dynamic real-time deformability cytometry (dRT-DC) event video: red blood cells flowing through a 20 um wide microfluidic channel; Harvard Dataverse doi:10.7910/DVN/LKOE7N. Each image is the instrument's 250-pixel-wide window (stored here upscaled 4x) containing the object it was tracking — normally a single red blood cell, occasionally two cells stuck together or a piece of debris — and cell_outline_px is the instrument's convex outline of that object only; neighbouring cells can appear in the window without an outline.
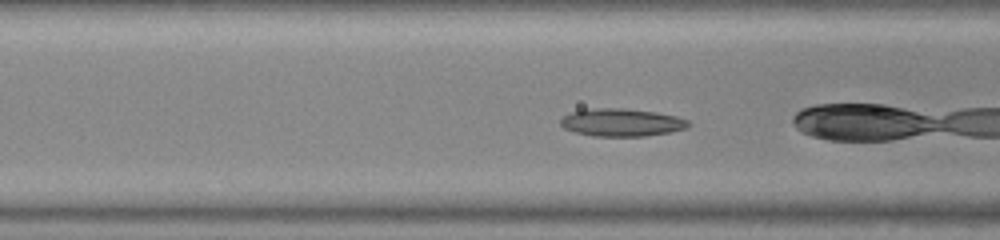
{"species": "common noctule bat (a hibernating species)", "species_latin": "Nyctalus noctula", "temperature_condition": "warm", "stored_images_in_passage": 15, "camera_frame_rate_fps": 3000, "um_per_image_px": 0.085, "animal": {"sex": "female", "body_mass_g": 23.0, "forearm_length_mm": 53.4}, "frame": {"image": 1, "passage_image": 13, "time_ms": 4.0, "image_size_px": [1000, 240], "cell_outline_px": [[692, 124], [688, 128], [672, 132], [644, 136], [592, 136], [576, 132], [564, 128], [560, 124], [560, 120], [564, 116], [572, 112], [584, 108], [624, 108], [656, 112], [676, 116], [688, 120]], "centroid_in_image_um": [52.86, 10.4], "position_along_channel_um": 113.7, "area_um2": 20.87}}